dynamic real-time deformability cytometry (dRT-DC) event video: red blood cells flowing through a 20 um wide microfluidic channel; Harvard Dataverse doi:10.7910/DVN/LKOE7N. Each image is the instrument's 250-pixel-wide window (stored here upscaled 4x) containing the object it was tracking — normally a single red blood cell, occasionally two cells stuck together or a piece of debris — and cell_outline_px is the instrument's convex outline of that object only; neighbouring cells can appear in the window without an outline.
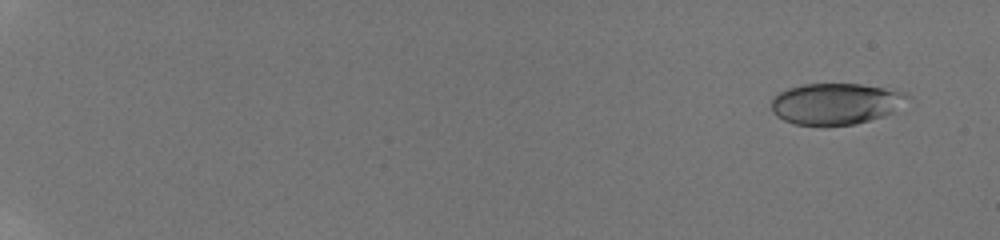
{"species": "human", "species_latin": "Homo sapiens", "temperature_condition": "room temperature", "stored_images_in_passage": 14, "camera_frame_rate_fps": 3000, "um_per_image_px": 0.085, "donor": {"sex": "male"}, "frame": {"image": 1, "passage_image": 2, "time_ms": 1.0, "image_size_px": [1000, 240], "cell_outline_px": [[912, 96], [904, 112], [856, 124], [828, 128], [820, 128], [796, 124], [784, 120], [776, 116], [772, 112], [772, 96], [788, 88], [804, 84], [860, 84], [884, 88], [904, 92]], "centroid_in_image_um": [71.16, 8.87], "position_along_channel_um": 13.8, "area_um2": 34.45}}
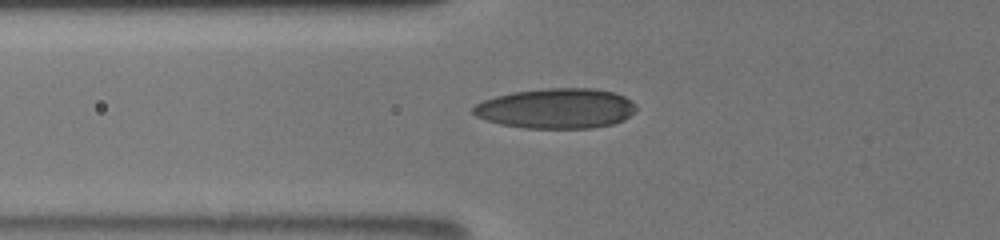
{"frame": {"image": 2, "passage_image": 11, "time_ms": 8.0, "image_size_px": [1000, 240], "cell_outline_px": [[636, 108], [624, 120], [612, 124], [592, 128], [524, 128], [500, 124], [476, 116], [472, 112], [472, 108], [476, 104], [484, 100], [496, 96], [512, 92], [548, 88], [592, 88], [612, 92], [624, 96], [632, 100], [636, 104]], "centroid_in_image_um": [47.28, 9.22], "position_along_channel_um": 78.5, "area_um2": 38.03}}
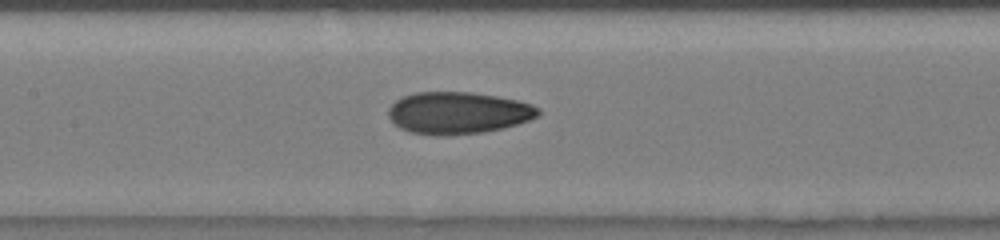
{"frame": {"image": 3, "passage_image": 14, "time_ms": 10.333, "image_size_px": [1000, 240], "cell_outline_px": [[540, 116], [504, 128], [484, 132], [452, 136], [436, 136], [408, 132], [400, 128], [388, 116], [388, 108], [396, 100], [404, 96], [416, 92], [472, 92], [496, 96], [516, 100], [532, 104], [540, 108]], "centroid_in_image_um": [38.94, 9.61], "position_along_channel_um": 168.5, "area_um2": 36.99}}